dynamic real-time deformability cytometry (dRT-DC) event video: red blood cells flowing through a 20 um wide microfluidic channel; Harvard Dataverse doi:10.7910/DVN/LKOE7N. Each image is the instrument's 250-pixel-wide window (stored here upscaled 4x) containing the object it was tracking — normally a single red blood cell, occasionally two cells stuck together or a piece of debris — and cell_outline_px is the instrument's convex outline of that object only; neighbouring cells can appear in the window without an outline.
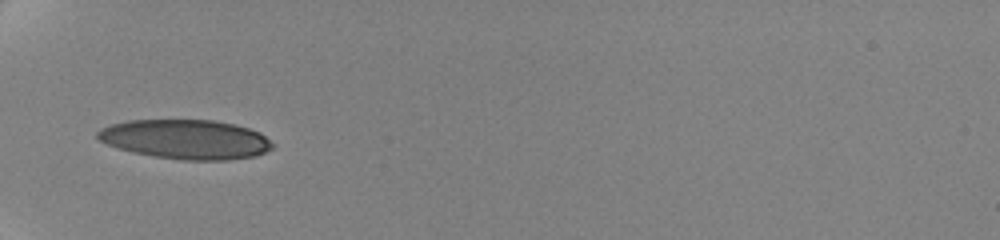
{"species": "human", "species_latin": "Homo sapiens", "temperature_condition": "cold", "stored_images_in_passage": 6, "camera_frame_rate_fps": 3000, "um_per_image_px": 0.085, "donor": {"sex": "female"}, "frame": {"image": 1, "passage_image": 1, "time_ms": 0.0, "image_size_px": [1000, 240], "cell_outline_px": [[276, 144], [272, 148], [256, 156], [228, 160], [180, 160], [132, 152], [108, 144], [100, 140], [96, 136], [96, 132], [100, 128], [112, 124], [128, 120], [212, 120], [236, 124], [260, 132]], "centroid_in_image_um": [15.83, 11.84], "position_along_channel_um": 69.2, "area_um2": 40.29}}
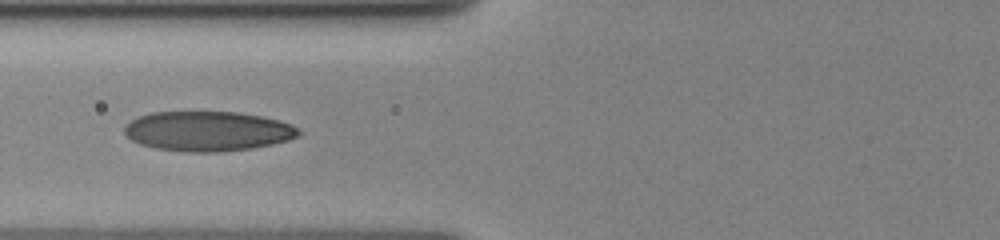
{"frame": {"image": 2, "passage_image": 4, "time_ms": 1.333, "image_size_px": [1000, 240], "cell_outline_px": [[300, 136], [288, 140], [272, 144], [252, 148], [224, 152], [184, 152], [156, 148], [140, 144], [132, 140], [124, 132], [124, 128], [132, 120], [140, 116], [152, 112], [240, 112], [280, 120], [292, 124], [300, 128]], "centroid_in_image_um": [17.71, 11.15], "position_along_channel_um": 108.1, "area_um2": 40.58}}